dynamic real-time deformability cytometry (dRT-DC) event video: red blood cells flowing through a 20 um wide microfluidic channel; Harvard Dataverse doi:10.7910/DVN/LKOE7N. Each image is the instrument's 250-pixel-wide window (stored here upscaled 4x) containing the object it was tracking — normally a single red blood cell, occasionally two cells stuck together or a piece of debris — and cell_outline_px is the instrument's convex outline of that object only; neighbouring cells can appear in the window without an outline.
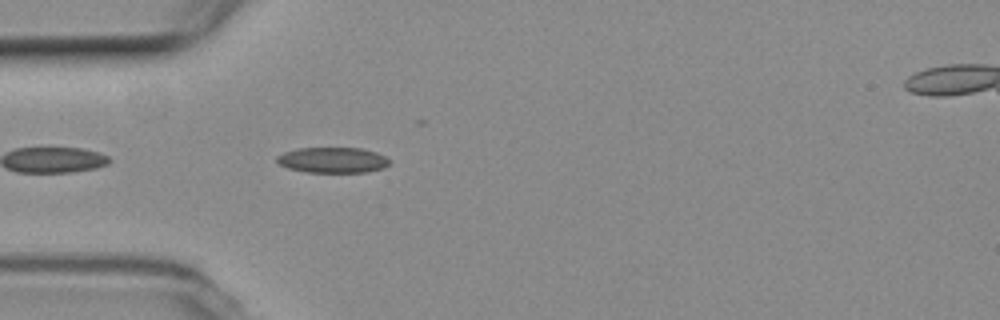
{"species": "common noctule bat (a hibernating species)", "species_latin": "Nyctalus noctula", "temperature_condition": "room temperature", "stored_images_in_passage": 13, "camera_frame_rate_fps": 3000, "um_per_image_px": 0.085, "animal": {"sex": "female", "body_mass_g": 19.3, "forearm_length_mm": 54.1}, "frame": {"image": 1, "passage_image": 3, "time_ms": 0.667, "image_size_px": [1000, 320], "cell_outline_px": [[388, 164], [384, 168], [368, 172], [304, 172], [288, 168], [280, 164], [276, 160], [276, 156], [284, 152], [300, 148], [360, 148], [376, 152], [384, 156], [388, 160]], "centroid_in_image_um": [28.26, 13.61], "position_along_channel_um": 56.7, "area_um2": 16.7}}
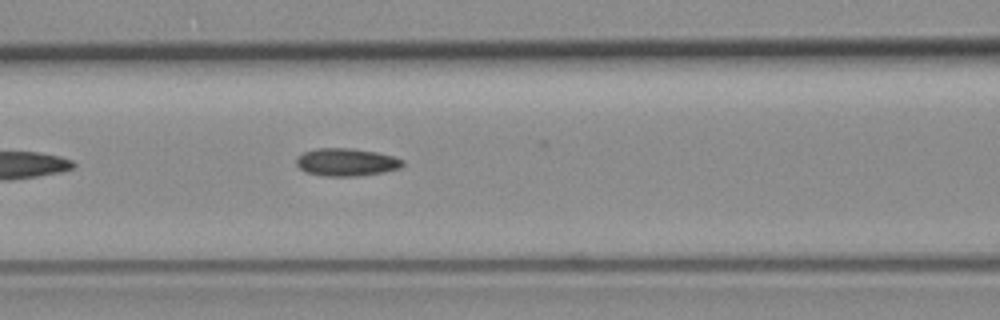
{"frame": {"image": 2, "passage_image": 10, "time_ms": 3.0, "image_size_px": [1000, 320], "cell_outline_px": [[404, 164], [400, 168], [384, 172], [360, 176], [324, 176], [304, 172], [296, 164], [296, 156], [304, 152], [316, 148], [352, 148], [376, 152], [392, 156], [404, 160]], "centroid_in_image_um": [29.42, 13.78], "position_along_channel_um": 137.2, "area_um2": 17.34}}